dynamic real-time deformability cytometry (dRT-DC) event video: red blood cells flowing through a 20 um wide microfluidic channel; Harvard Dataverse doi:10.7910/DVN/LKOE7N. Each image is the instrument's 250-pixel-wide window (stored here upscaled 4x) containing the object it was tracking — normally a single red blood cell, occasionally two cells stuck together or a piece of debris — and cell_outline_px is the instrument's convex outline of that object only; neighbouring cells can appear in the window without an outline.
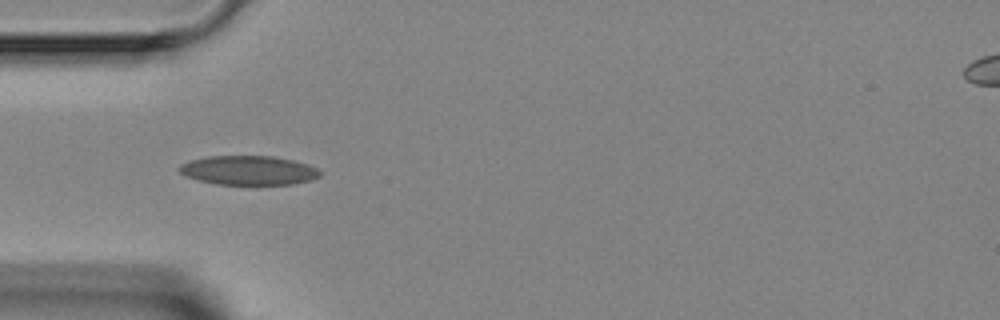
{"species": "Egyptian fruit bat (a non-hibernating species)", "species_latin": "Rousettus aegyptiacus", "temperature_condition": "room temperature", "stored_images_in_passage": 1, "camera_frame_rate_fps": 3000, "um_per_image_px": 0.085, "animal": {"sex": "female"}, "frame": {"image": 1, "passage_image": 1, "time_ms": 0.0, "image_size_px": [1000, 320], "cell_outline_px": [[320, 176], [312, 180], [292, 184], [216, 184], [184, 176], [176, 168], [180, 164], [188, 160], [208, 156], [272, 156], [292, 160], [308, 164], [316, 168], [320, 172]], "centroid_in_image_um": [21.09, 14.47], "position_along_channel_um": 63.9, "area_um2": 23.99}}